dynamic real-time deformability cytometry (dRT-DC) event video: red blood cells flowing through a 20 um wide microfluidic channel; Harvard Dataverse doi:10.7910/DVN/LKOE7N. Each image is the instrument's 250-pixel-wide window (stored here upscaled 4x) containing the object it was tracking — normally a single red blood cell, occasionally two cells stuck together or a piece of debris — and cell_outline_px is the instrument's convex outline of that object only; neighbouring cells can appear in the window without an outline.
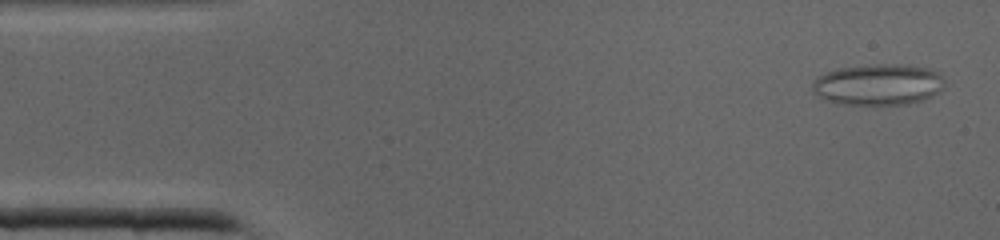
{"species": "common noctule bat (a hibernating species)", "species_latin": "Nyctalus noctula", "temperature_condition": "cold", "stored_images_in_passage": 41, "camera_frame_rate_fps": 3000, "um_per_image_px": 0.085, "animal": {"sex": "male", "body_mass_g": 19.0, "forearm_length_mm": 50.8}, "frame": {"image": 1, "passage_image": 2, "time_ms": 0.333, "image_size_px": [1000, 240], "cell_outline_px": [[944, 84], [940, 92], [932, 96], [908, 104], [840, 104], [828, 100], [812, 92], [812, 84], [816, 76], [840, 68], [880, 64], [904, 64], [928, 68], [944, 76]], "centroid_in_image_um": [74.67, 7.18], "position_along_channel_um": 10.3, "area_um2": 31.62}}
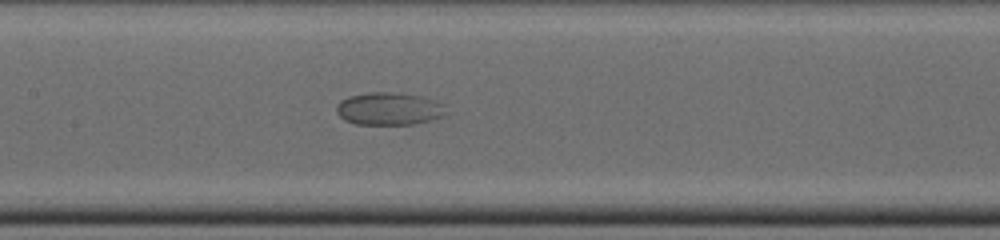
{"frame": {"image": 2, "passage_image": 19, "time_ms": 6.0, "image_size_px": [1000, 240], "cell_outline_px": [[444, 116], [412, 124], [356, 124], [344, 120], [336, 112], [336, 104], [340, 100], [348, 96], [372, 92], [392, 92], [420, 96], [444, 104]], "centroid_in_image_um": [33.0, 9.24], "position_along_channel_um": 174.4, "area_um2": 20.63}}
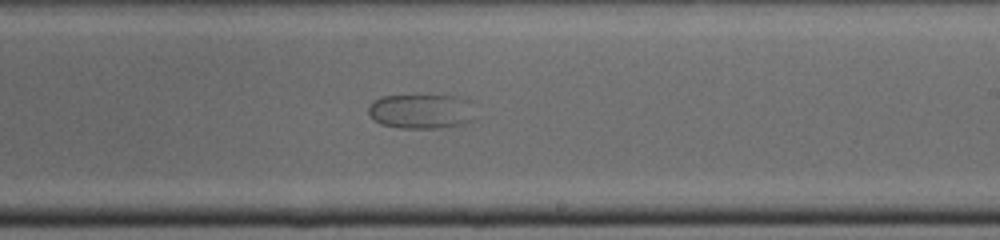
{"frame": {"image": 3, "passage_image": 24, "time_ms": 7.667, "image_size_px": [1000, 240], "cell_outline_px": [[476, 120], [464, 124], [440, 128], [400, 128], [380, 124], [368, 112], [368, 104], [372, 100], [384, 96], [452, 96], [468, 100]], "centroid_in_image_um": [35.8, 9.48], "position_along_channel_um": 253.2, "area_um2": 21.56}}